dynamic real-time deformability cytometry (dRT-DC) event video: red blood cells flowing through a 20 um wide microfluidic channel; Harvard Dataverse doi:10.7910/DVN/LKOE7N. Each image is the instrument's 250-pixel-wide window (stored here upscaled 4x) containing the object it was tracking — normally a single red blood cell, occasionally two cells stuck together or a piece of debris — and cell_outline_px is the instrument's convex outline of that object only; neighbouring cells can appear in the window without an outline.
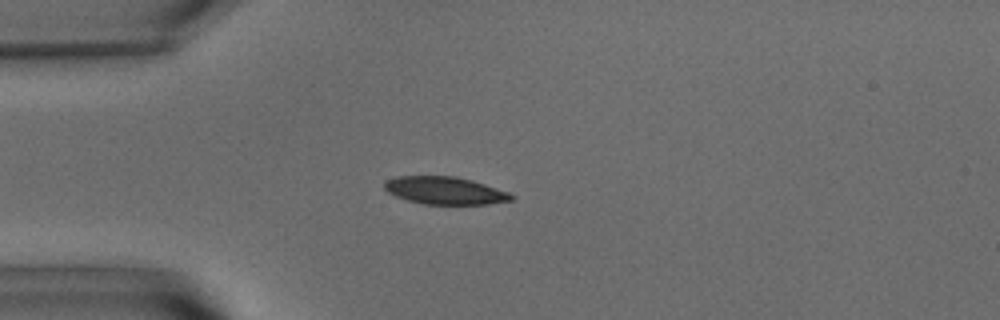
{"species": "common noctule bat (a hibernating species)", "species_latin": "Nyctalus noctula", "temperature_condition": "warm", "stored_images_in_passage": 55, "camera_frame_rate_fps": 3000, "um_per_image_px": 0.085, "animal": {"sex": "male", "body_mass_g": 15.6}, "frame": {"image": 1, "passage_image": 14, "time_ms": 4.333, "image_size_px": [1000, 320], "cell_outline_px": [[516, 196], [512, 200], [488, 204], [424, 204], [408, 200], [396, 196], [388, 192], [384, 188], [384, 180], [396, 176], [456, 176], [472, 180], [508, 192]], "centroid_in_image_um": [37.8, 16.19], "position_along_channel_um": 47.2, "area_um2": 20.4}}
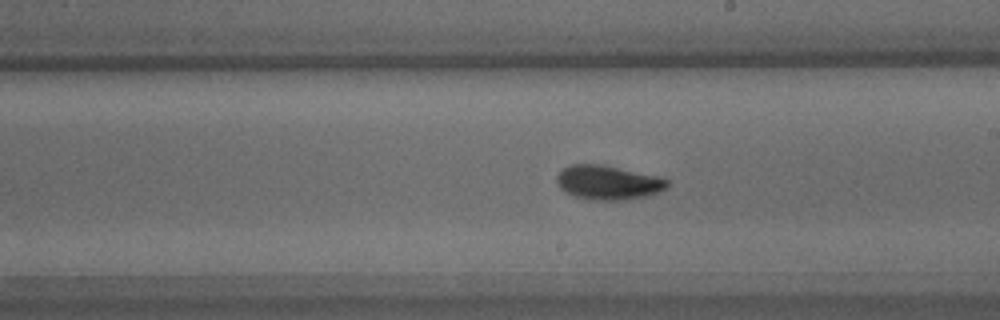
{"frame": {"image": 2, "passage_image": 31, "time_ms": 10.0, "image_size_px": [1000, 320], "cell_outline_px": [[668, 188], [644, 196], [628, 200], [592, 200], [576, 196], [564, 192], [560, 188], [556, 180], [556, 176], [564, 168], [572, 164], [600, 164], [656, 176], [668, 180]], "centroid_in_image_um": [51.65, 15.52], "position_along_channel_um": 237.3, "area_um2": 21.79}}
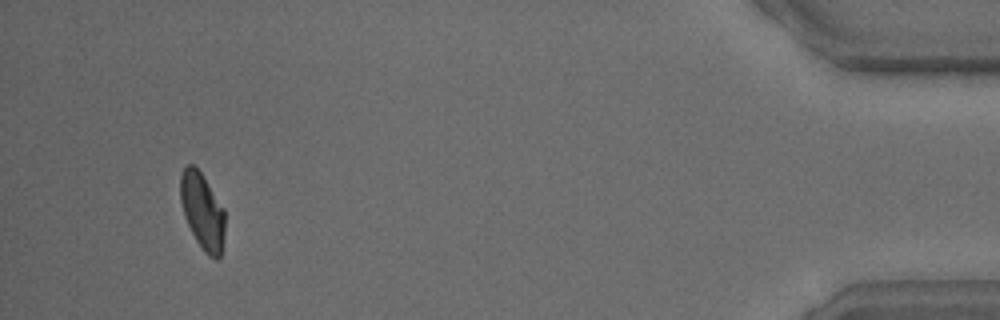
{"frame": {"image": 3, "passage_image": 52, "time_ms": 17.0, "image_size_px": [1000, 320], "cell_outline_px": [[224, 232], [220, 256], [216, 260], [208, 256], [204, 252], [196, 240], [184, 216], [180, 200], [180, 176], [184, 168], [188, 164], [192, 164], [204, 176], [224, 208]], "centroid_in_image_um": [17.2, 17.94], "position_along_channel_um": 418.0, "area_um2": 19.77}, "authors_computed_cell_mechanics": {"area_um2": 20.808, "velocity_mm_per_s": 3.6085, "shape_relaxation_time_tau1_ms": 3.6085, "shape_relaxation_time_tau2_ms": 2.7075, "deformation_change_tau1": 0.1289, "deformation_change_tau2": 0.0661}}